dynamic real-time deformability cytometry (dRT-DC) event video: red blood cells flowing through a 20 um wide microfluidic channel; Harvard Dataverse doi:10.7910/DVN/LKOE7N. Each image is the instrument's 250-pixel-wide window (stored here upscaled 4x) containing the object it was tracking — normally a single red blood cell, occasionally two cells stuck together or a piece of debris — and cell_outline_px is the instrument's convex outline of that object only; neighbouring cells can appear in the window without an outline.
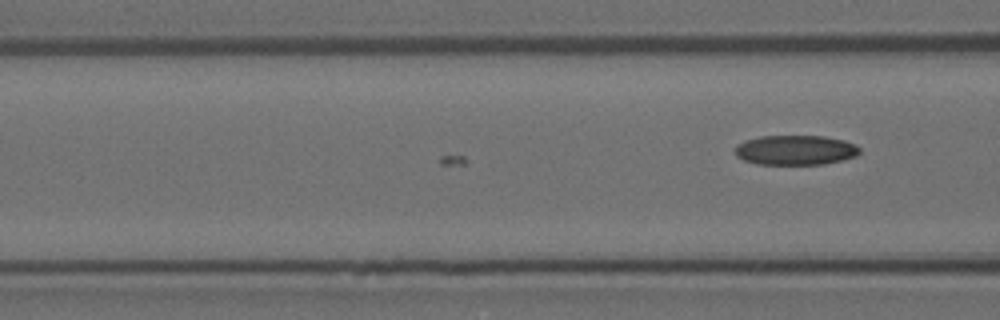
{"species": "Egyptian fruit bat (a non-hibernating species)", "species_latin": "Rousettus aegyptiacus", "temperature_condition": "room temperature", "stored_images_in_passage": 20, "camera_frame_rate_fps": 3000, "um_per_image_px": 0.085, "animal": {"sex": "female"}, "frame": {"image": 1, "passage_image": 20, "time_ms": 6.333, "image_size_px": [1000, 320], "cell_outline_px": [[860, 152], [856, 156], [824, 164], [756, 164], [744, 160], [736, 156], [736, 144], [744, 140], [760, 136], [824, 136], [844, 140], [856, 144], [860, 148]], "centroid_in_image_um": [67.61, 12.75], "position_along_channel_um": 99.0, "area_um2": 21.68}}